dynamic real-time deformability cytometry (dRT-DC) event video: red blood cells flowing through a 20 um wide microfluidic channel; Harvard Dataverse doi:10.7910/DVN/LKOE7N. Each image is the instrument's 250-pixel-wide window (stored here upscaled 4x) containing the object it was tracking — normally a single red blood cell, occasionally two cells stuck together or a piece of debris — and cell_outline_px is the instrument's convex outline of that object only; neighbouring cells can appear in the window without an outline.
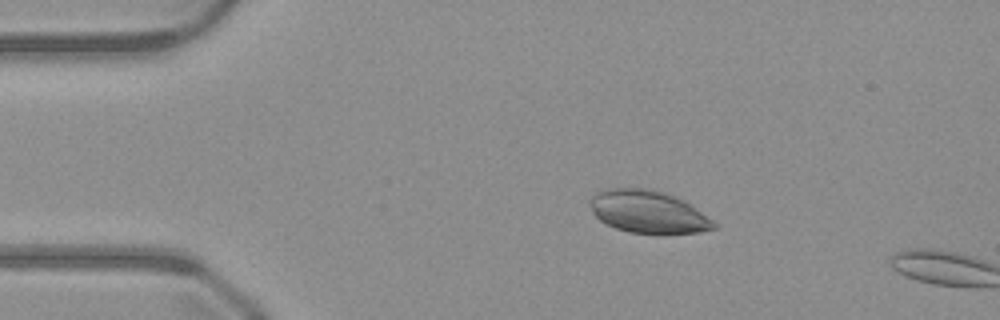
{"species": "common noctule bat (a hibernating species)", "species_latin": "Nyctalus noctula", "temperature_condition": "warm", "stored_images_in_passage": 16, "camera_frame_rate_fps": 3000, "um_per_image_px": 0.085, "animal": {"sex": "male", "body_mass_g": 23.1, "forearm_length_mm": 52.7}, "frame": {"image": 1, "passage_image": 10, "time_ms": 3.0, "image_size_px": [1000, 320], "cell_outline_px": [[716, 228], [700, 232], [628, 232], [616, 228], [600, 220], [592, 212], [588, 204], [588, 200], [596, 192], [604, 188], [652, 188], [664, 192], [684, 200], [712, 220], [716, 224]], "centroid_in_image_um": [55.03, 17.96], "position_along_channel_um": 30.0, "area_um2": 30.4}}